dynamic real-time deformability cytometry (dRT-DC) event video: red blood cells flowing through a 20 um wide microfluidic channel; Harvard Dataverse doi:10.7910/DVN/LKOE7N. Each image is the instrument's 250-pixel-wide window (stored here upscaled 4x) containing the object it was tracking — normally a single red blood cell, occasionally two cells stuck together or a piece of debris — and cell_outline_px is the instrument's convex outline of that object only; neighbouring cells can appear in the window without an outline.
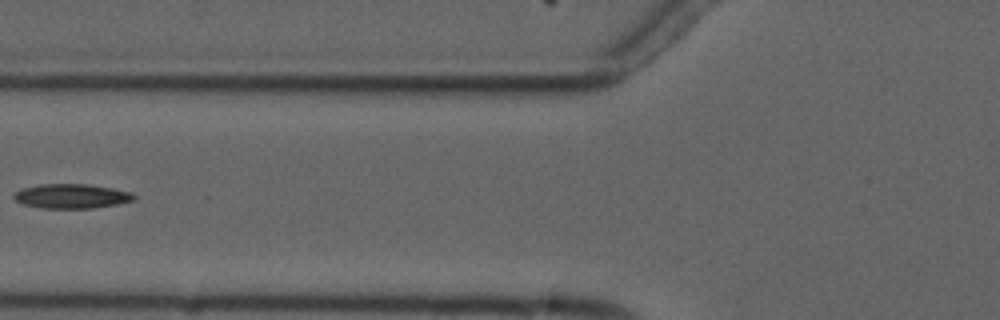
{"species": "common noctule bat (a hibernating species)", "species_latin": "Nyctalus noctula", "temperature_condition": "cold", "stored_images_in_passage": 7, "camera_frame_rate_fps": 3000, "um_per_image_px": 0.085, "animal": {"sex": "male", "forearm_length_mm": 52.5}, "frame": {"image": 1, "passage_image": 6, "time_ms": 6.0, "image_size_px": [1000, 320], "cell_outline_px": [[136, 200], [116, 204], [92, 208], [40, 208], [24, 204], [16, 200], [12, 196], [16, 192], [24, 188], [40, 184], [88, 184], [112, 188], [128, 192], [136, 196]], "centroid_in_image_um": [6.08, 16.67], "position_along_channel_um": 119.7, "area_um2": 16.94}}
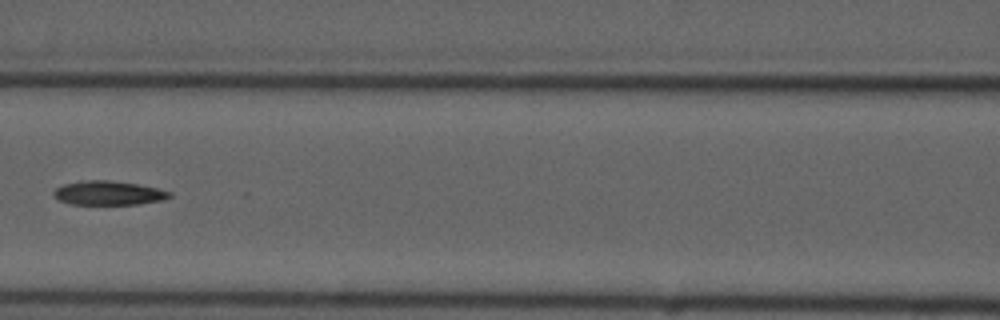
{"frame": {"image": 2, "passage_image": 7, "time_ms": 7.0, "image_size_px": [1000, 320], "cell_outline_px": [[172, 196], [164, 200], [140, 204], [72, 204], [60, 200], [52, 196], [52, 192], [56, 188], [64, 184], [84, 180], [108, 180], [136, 184], [156, 188], [172, 192]], "centroid_in_image_um": [9.22, 16.41], "position_along_channel_um": 157.4, "area_um2": 16.24}}